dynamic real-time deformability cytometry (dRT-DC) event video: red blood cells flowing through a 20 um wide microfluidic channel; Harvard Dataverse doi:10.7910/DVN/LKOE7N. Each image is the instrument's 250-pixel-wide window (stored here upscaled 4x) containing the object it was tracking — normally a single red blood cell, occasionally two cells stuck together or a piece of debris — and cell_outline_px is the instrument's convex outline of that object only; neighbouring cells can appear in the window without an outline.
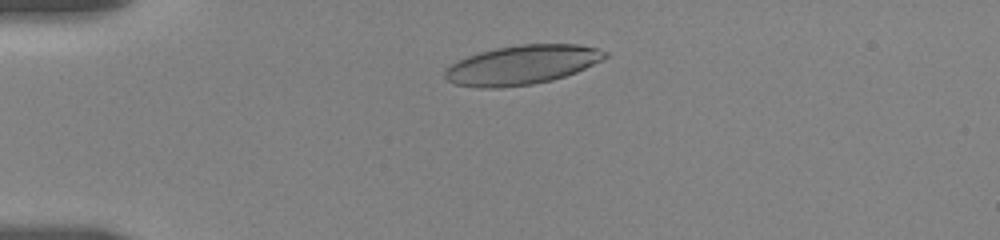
{"species": "human", "species_latin": "Homo sapiens", "temperature_condition": "room temperature", "stored_images_in_passage": 50, "camera_frame_rate_fps": 3000, "um_per_image_px": 0.085, "donor": {"sex": "female"}, "frame": {"image": 1, "passage_image": 8, "time_ms": 2.333, "image_size_px": [1000, 240], "cell_outline_px": [[608, 56], [576, 72], [552, 80], [532, 84], [500, 88], [480, 88], [456, 84], [448, 80], [444, 76], [444, 68], [468, 56], [480, 52], [496, 48], [520, 44], [576, 44], [600, 48], [608, 52]], "centroid_in_image_um": [44.37, 5.51], "position_along_channel_um": 40.6, "area_um2": 36.47}}
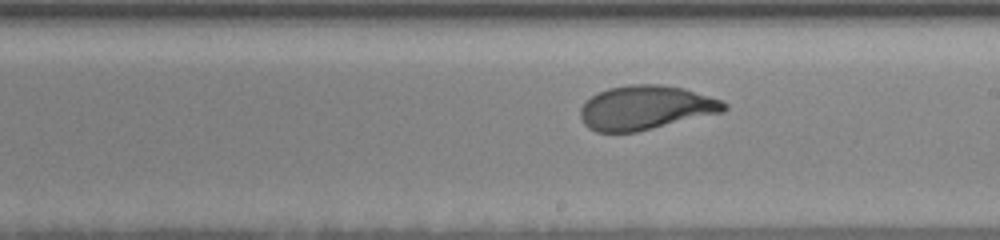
{"frame": {"image": 2, "passage_image": 27, "time_ms": 8.667, "image_size_px": [1000, 240], "cell_outline_px": [[728, 108], [724, 112], [636, 132], [596, 132], [588, 128], [584, 124], [580, 116], [580, 108], [592, 96], [608, 88], [628, 84], [660, 84], [684, 88], [720, 100], [728, 104]], "centroid_in_image_um": [54.89, 9.15], "position_along_channel_um": 234.1, "area_um2": 36.93}}
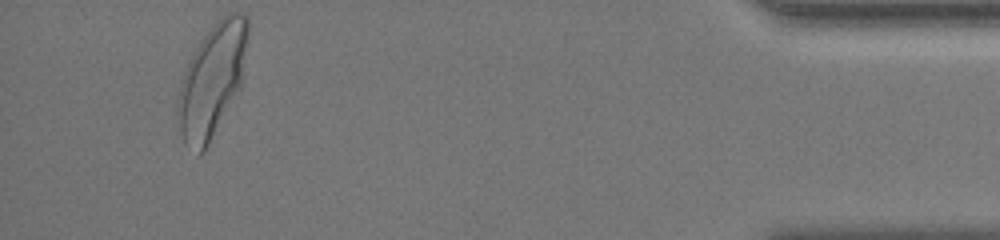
{"frame": {"image": 3, "passage_image": 47, "time_ms": 15.333, "image_size_px": [1000, 240], "cell_outline_px": [[248, 32], [244, 76], [240, 88], [204, 152], [200, 152], [184, 144], [180, 132], [176, 112], [176, 104], [180, 84], [184, 72], [192, 52], [200, 40], [228, 12], [240, 12], [248, 16]], "centroid_in_image_um": [18.03, 6.81], "position_along_channel_um": 417.2, "area_um2": 45.84}, "authors_computed_cell_mechanics": {"area_um2": 37.1943, "velocity_mm_per_s": 3.6332, "shape_relaxation_time_tau1_ms": 3.5959, "shape_relaxation_time_tau2_ms": null, "deformation_change_tau1": 0.1778, "deformation_change_tau2": null}}